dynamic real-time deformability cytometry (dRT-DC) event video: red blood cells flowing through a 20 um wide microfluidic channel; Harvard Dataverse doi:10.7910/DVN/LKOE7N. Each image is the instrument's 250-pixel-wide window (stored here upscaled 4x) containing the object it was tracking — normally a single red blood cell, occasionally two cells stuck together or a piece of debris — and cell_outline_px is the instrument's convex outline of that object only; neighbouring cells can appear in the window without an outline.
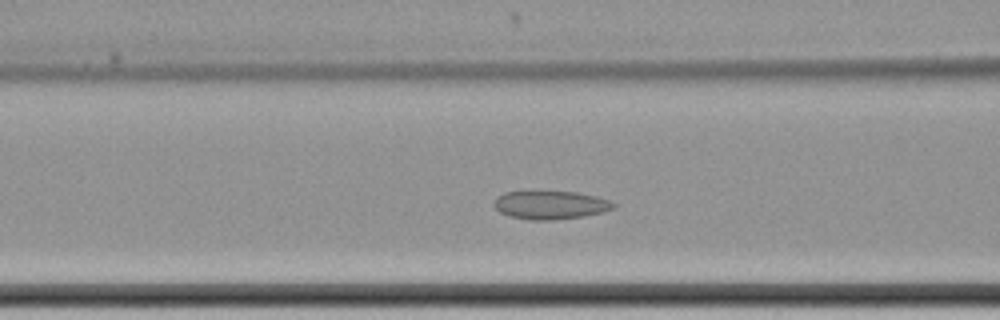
{"species": "common noctule bat (a hibernating species)", "species_latin": "Nyctalus noctula", "temperature_condition": "cold", "stored_images_in_passage": 54, "camera_frame_rate_fps": 3000, "um_per_image_px": 0.085, "animal": {"sex": "female", "body_mass_g": 22.7, "forearm_length_mm": 54.2}, "frame": {"image": 1, "passage_image": 19, "time_ms": 6.0, "image_size_px": [1000, 320], "cell_outline_px": [[616, 208], [584, 216], [552, 220], [528, 220], [508, 216], [500, 212], [492, 204], [496, 196], [504, 192], [532, 188], [536, 188], [576, 192], [596, 196], [612, 200], [616, 204]], "centroid_in_image_um": [46.73, 17.36], "position_along_channel_um": 119.9, "area_um2": 20.92}}
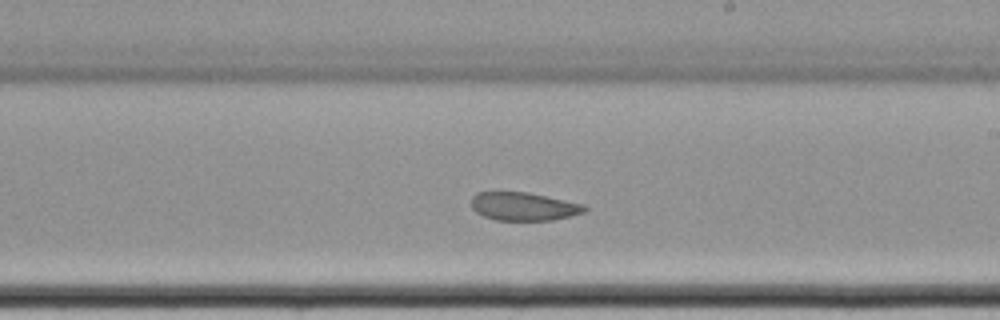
{"frame": {"image": 2, "passage_image": 30, "time_ms": 9.667, "image_size_px": [1000, 320], "cell_outline_px": [[588, 208], [584, 212], [552, 220], [496, 220], [484, 216], [476, 212], [472, 208], [472, 196], [476, 192], [528, 192], [584, 204]], "centroid_in_image_um": [44.5, 17.54], "position_along_channel_um": 244.5, "area_um2": 18.55}}
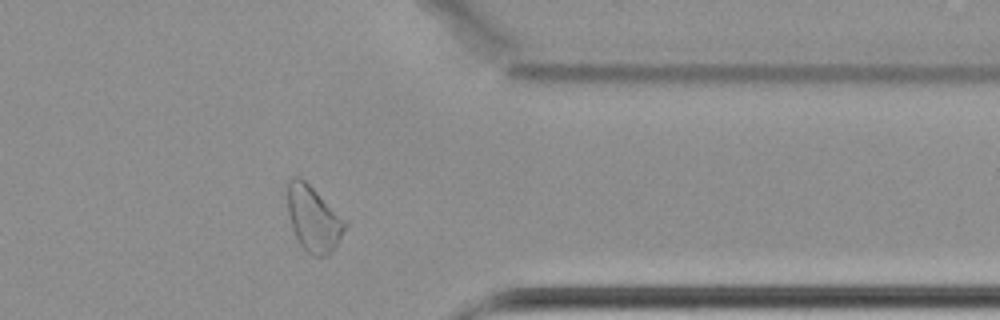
{"frame": {"image": 3, "passage_image": 43, "time_ms": 14.0, "image_size_px": [1000, 320], "cell_outline_px": [[348, 224], [332, 252], [328, 256], [312, 256], [304, 252], [292, 228], [288, 212], [284, 192], [284, 188], [288, 180], [292, 176], [296, 176], [304, 180], [348, 220]], "centroid_in_image_um": [26.62, 18.57], "position_along_channel_um": 384.8, "area_um2": 22.72}, "authors_computed_cell_mechanics": {"area_um2": 21.4438, "velocity_mm_per_s": 3.4048, "shape_relaxation_time_tau1_ms": null, "shape_relaxation_time_tau2_ms": 3.2408, "deformation_change_tau1": null, "deformation_change_tau2": 0.0536}}